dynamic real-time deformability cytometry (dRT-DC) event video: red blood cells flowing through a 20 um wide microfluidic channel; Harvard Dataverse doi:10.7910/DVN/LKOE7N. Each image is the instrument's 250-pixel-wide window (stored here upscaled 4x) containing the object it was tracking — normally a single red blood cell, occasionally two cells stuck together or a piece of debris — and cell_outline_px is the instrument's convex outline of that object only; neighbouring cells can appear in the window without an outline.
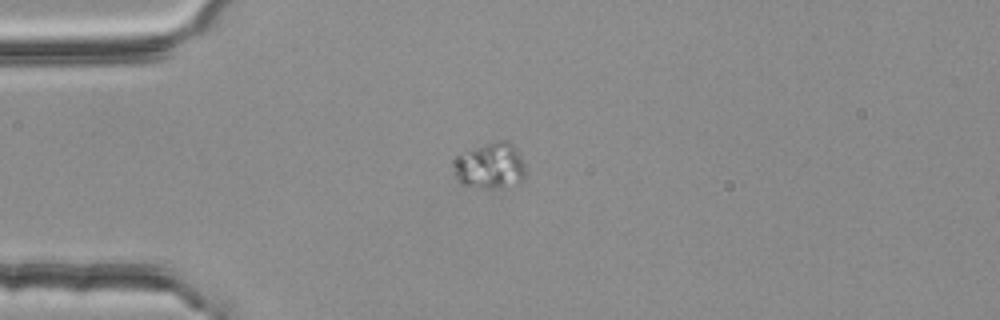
{"species": "common noctule bat (a hibernating species)", "species_latin": "Nyctalus noctula", "temperature_condition": "room temperature", "stored_images_in_passage": 41, "camera_frame_rate_fps": 3000, "um_per_image_px": 0.085, "animal": {"sex": "female", "body_mass_g": 25.1}, "frame": {"image": 1, "passage_image": 1, "time_ms": 0.0, "image_size_px": [1000, 320], "cell_outline_px": [[524, 180], [520, 184], [500, 188], [484, 188], [460, 184], [452, 176], [452, 164], [456, 156], [460, 152], [496, 140], [504, 140], [512, 144], [516, 148], [524, 164]], "centroid_in_image_um": [41.6, 14.11], "position_along_channel_um": 43.4, "area_um2": 19.94}}
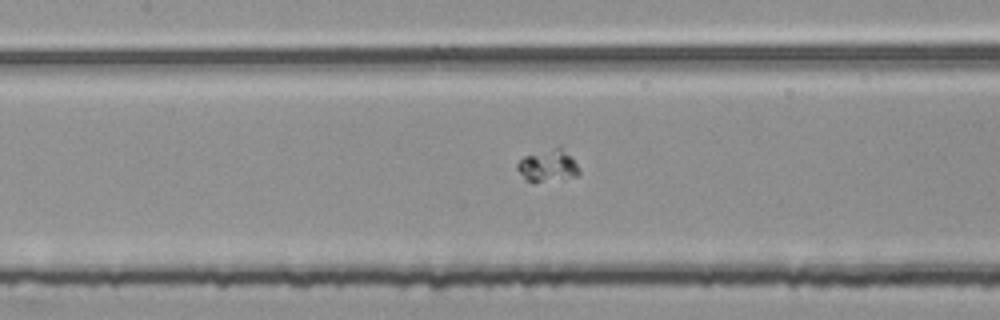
{"frame": {"image": 2, "passage_image": 12, "time_ms": 3.667, "image_size_px": [1000, 320], "cell_outline_px": [[580, 176], [540, 180], [524, 180], [516, 168], [516, 164], [524, 156], [556, 148], [560, 148], [580, 168]], "centroid_in_image_um": [46.54, 14.1], "position_along_channel_um": 160.9, "area_um2": 10.81}}
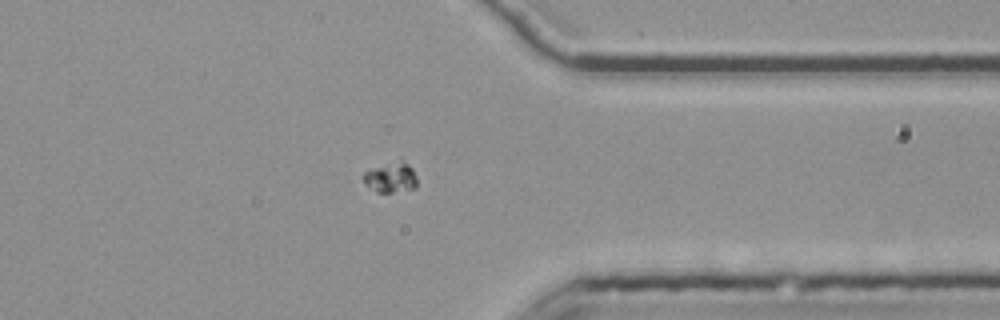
{"frame": {"image": 3, "passage_image": 30, "time_ms": 9.667, "image_size_px": [1000, 320], "cell_outline_px": [[416, 188], [392, 192], [376, 192], [364, 184], [364, 172], [368, 168], [400, 156], [412, 168], [416, 176]], "centroid_in_image_um": [33.2, 15.0], "position_along_channel_um": 378.2, "area_um2": 10.06}}